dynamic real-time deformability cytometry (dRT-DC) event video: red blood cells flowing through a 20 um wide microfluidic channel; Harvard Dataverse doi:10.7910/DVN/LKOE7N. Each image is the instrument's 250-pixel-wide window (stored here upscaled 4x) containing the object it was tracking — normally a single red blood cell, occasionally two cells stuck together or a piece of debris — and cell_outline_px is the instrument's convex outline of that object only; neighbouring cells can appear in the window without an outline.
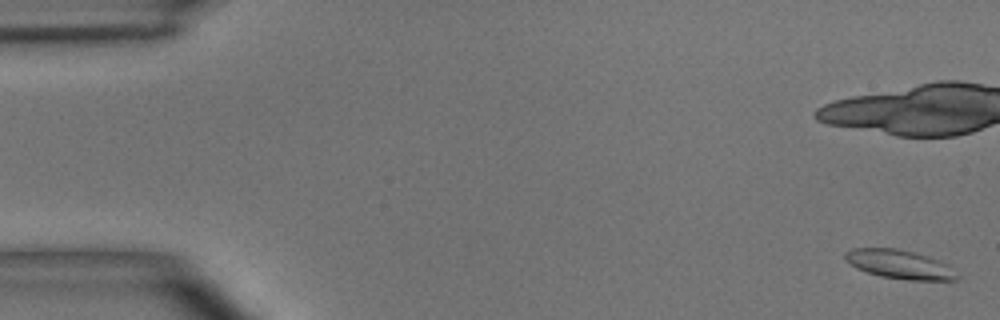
{"species": "common noctule bat (a hibernating species)", "species_latin": "Nyctalus noctula", "temperature_condition": "room temperature", "stored_images_in_passage": 6, "camera_frame_rate_fps": 3000, "um_per_image_px": 0.085, "animal": {"sex": "male", "body_mass_g": 15.6}, "frame": {"image": 1, "passage_image": 1, "time_ms": 0.0, "image_size_px": [1000, 320], "cell_outline_px": [[960, 276], [956, 280], [908, 280], [880, 276], [856, 268], [844, 260], [844, 252], [852, 248], [896, 248], [916, 252], [928, 256], [948, 264]], "centroid_in_image_um": [76.46, 22.46], "position_along_channel_um": 8.5, "area_um2": 19.02}}
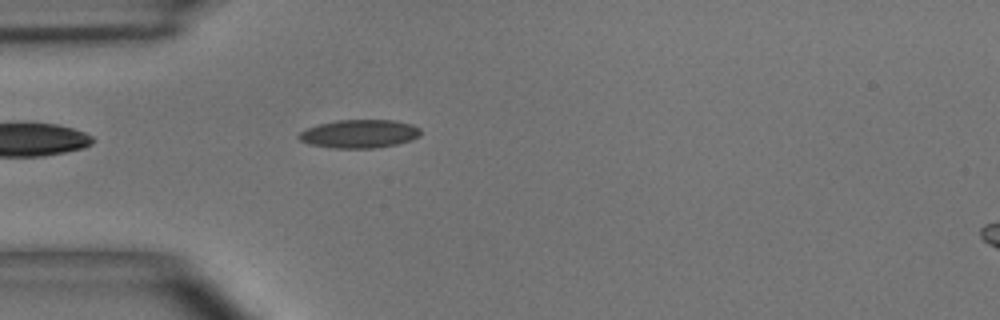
{"frame": {"image": 2, "passage_image": 6, "time_ms": 6.0, "image_size_px": [1000, 320], "cell_outline_px": [[420, 136], [412, 140], [396, 144], [376, 148], [332, 148], [308, 144], [300, 140], [296, 136], [300, 132], [308, 128], [320, 124], [336, 120], [396, 120], [412, 124], [420, 128]], "centroid_in_image_um": [30.56, 11.37], "position_along_channel_um": 54.4, "area_um2": 20.23}}